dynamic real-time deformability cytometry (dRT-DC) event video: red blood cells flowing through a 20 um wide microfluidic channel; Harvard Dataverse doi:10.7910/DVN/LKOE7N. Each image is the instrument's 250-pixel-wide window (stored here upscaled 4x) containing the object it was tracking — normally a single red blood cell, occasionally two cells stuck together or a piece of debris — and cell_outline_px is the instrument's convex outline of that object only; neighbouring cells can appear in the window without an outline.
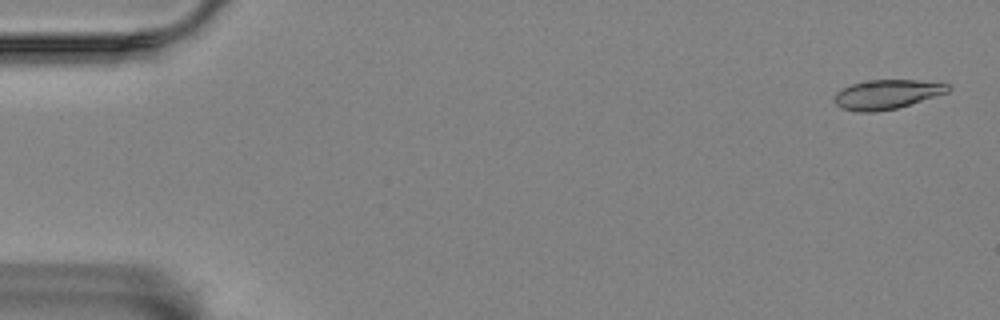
{"species": "Egyptian fruit bat (a non-hibernating species)", "species_latin": "Rousettus aegyptiacus", "temperature_condition": "room temperature", "stored_images_in_passage": 58, "camera_frame_rate_fps": 3000, "um_per_image_px": 0.085, "animal": {"sex": "female"}, "frame": {"image": 1, "passage_image": 2, "time_ms": 0.333, "image_size_px": [1000, 320], "cell_outline_px": [[952, 88], [948, 92], [896, 108], [876, 112], [856, 112], [840, 108], [832, 100], [836, 92], [852, 84], [864, 80], [916, 80], [948, 84]], "centroid_in_image_um": [75.33, 8.02], "position_along_channel_um": 9.7, "area_um2": 19.42}}
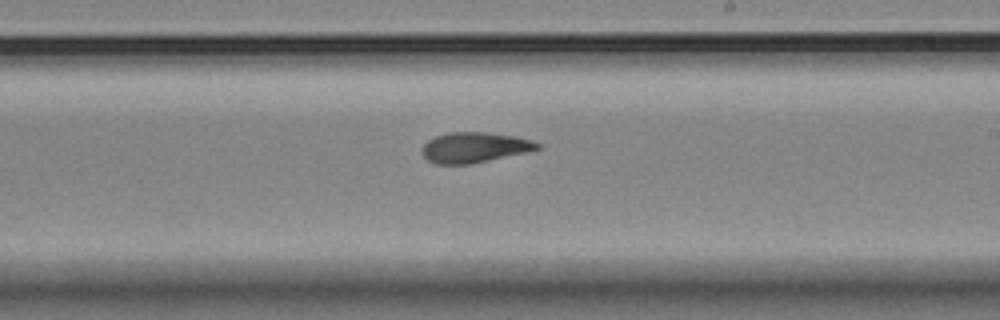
{"frame": {"image": 2, "passage_image": 34, "time_ms": 11.0, "image_size_px": [1000, 320], "cell_outline_px": [[540, 148], [524, 152], [472, 164], [436, 164], [428, 160], [424, 156], [424, 144], [428, 140], [436, 136], [448, 132], [484, 132], [516, 136], [532, 140], [540, 144]], "centroid_in_image_um": [40.33, 12.52], "position_along_channel_um": 248.7, "area_um2": 20.11}}
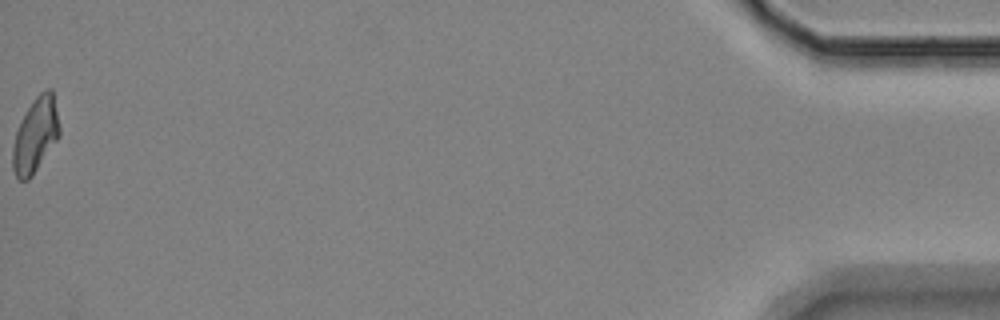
{"frame": {"image": 3, "passage_image": 58, "time_ms": 19.0, "image_size_px": [1000, 320], "cell_outline_px": [[60, 136], [32, 176], [28, 180], [20, 180], [16, 176], [12, 168], [12, 148], [16, 132], [20, 120], [36, 96], [44, 88], [52, 88], [60, 128]], "centroid_in_image_um": [3.01, 11.48], "position_along_channel_um": 432.2, "area_um2": 20.4}, "authors_computed_cell_mechanics": {"area_um2": 20.0855, "velocity_mm_per_s": 3.4779, "shape_relaxation_time_tau1_ms": 5.1877, "shape_relaxation_time_tau2_ms": 2.6495, "deformation_change_tau1": 0.1733, "deformation_change_tau2": 0.1042}}